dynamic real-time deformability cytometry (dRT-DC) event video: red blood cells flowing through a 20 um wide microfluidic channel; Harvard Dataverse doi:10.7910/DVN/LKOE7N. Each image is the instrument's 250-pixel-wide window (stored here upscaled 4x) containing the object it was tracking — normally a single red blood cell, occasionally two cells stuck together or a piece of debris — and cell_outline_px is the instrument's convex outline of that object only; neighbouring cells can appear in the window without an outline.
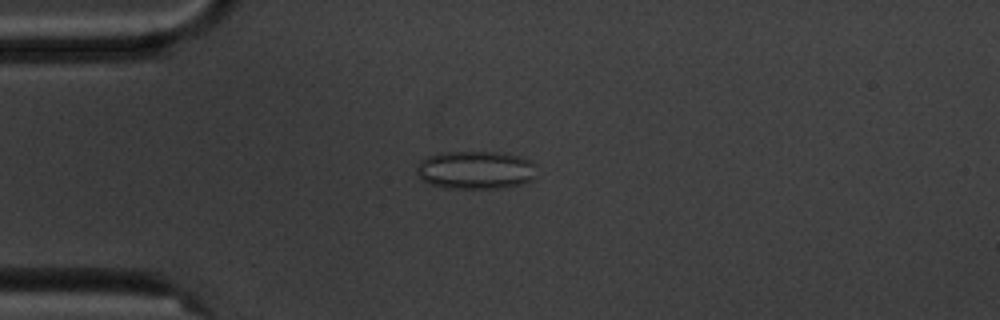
{"species": "common noctule bat (a hibernating species)", "species_latin": "Nyctalus noctula", "temperature_condition": "cold", "stored_images_in_passage": 5, "camera_frame_rate_fps": 3000, "um_per_image_px": 0.085, "animal": {"sex": "male", "body_mass_g": 20.1, "forearm_length_mm": 53.5}, "frame": {"image": 1, "passage_image": 3, "time_ms": 2.667, "image_size_px": [1000, 320], "cell_outline_px": [[536, 176], [532, 180], [520, 184], [496, 188], [444, 188], [428, 184], [420, 180], [416, 172], [416, 168], [420, 160], [428, 156], [440, 152], [504, 152], [520, 156], [532, 160], [536, 164]], "centroid_in_image_um": [40.42, 14.44], "position_along_channel_um": 44.6, "area_um2": 27.22}}
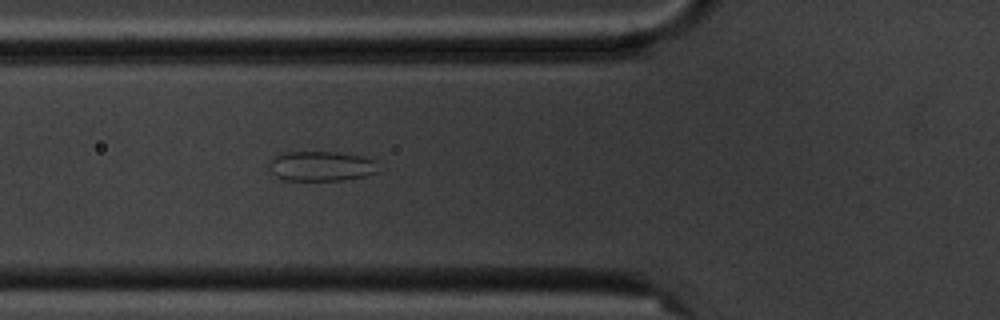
{"frame": {"image": 2, "passage_image": 5, "time_ms": 4.667, "image_size_px": [1000, 320], "cell_outline_px": [[376, 172], [364, 176], [340, 180], [284, 180], [276, 176], [268, 168], [268, 164], [272, 156], [284, 152], [336, 152], [360, 156], [376, 160]], "centroid_in_image_um": [27.23, 14.11], "position_along_channel_um": 98.6, "area_um2": 18.96}}